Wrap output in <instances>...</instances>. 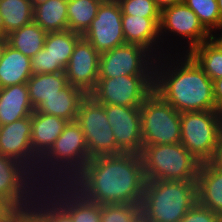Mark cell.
Returning <instances> with one entry per match:
<instances>
[{"label": "cell", "instance_id": "39", "mask_svg": "<svg viewBox=\"0 0 222 222\" xmlns=\"http://www.w3.org/2000/svg\"><path fill=\"white\" fill-rule=\"evenodd\" d=\"M213 90L216 107L222 112V78L213 81Z\"/></svg>", "mask_w": 222, "mask_h": 222}, {"label": "cell", "instance_id": "47", "mask_svg": "<svg viewBox=\"0 0 222 222\" xmlns=\"http://www.w3.org/2000/svg\"><path fill=\"white\" fill-rule=\"evenodd\" d=\"M217 2H218V8H219V13H220L221 23H222V0H217Z\"/></svg>", "mask_w": 222, "mask_h": 222}, {"label": "cell", "instance_id": "28", "mask_svg": "<svg viewBox=\"0 0 222 222\" xmlns=\"http://www.w3.org/2000/svg\"><path fill=\"white\" fill-rule=\"evenodd\" d=\"M47 32L34 21L7 35L8 44L30 59L35 56L45 44Z\"/></svg>", "mask_w": 222, "mask_h": 222}, {"label": "cell", "instance_id": "16", "mask_svg": "<svg viewBox=\"0 0 222 222\" xmlns=\"http://www.w3.org/2000/svg\"><path fill=\"white\" fill-rule=\"evenodd\" d=\"M44 189L70 214L73 222H101V205L85 199L70 184H50Z\"/></svg>", "mask_w": 222, "mask_h": 222}, {"label": "cell", "instance_id": "13", "mask_svg": "<svg viewBox=\"0 0 222 222\" xmlns=\"http://www.w3.org/2000/svg\"><path fill=\"white\" fill-rule=\"evenodd\" d=\"M116 146L122 153L141 154L143 149L140 108L103 105Z\"/></svg>", "mask_w": 222, "mask_h": 222}, {"label": "cell", "instance_id": "26", "mask_svg": "<svg viewBox=\"0 0 222 222\" xmlns=\"http://www.w3.org/2000/svg\"><path fill=\"white\" fill-rule=\"evenodd\" d=\"M67 3L65 0H48L36 5L33 21L46 32L68 30Z\"/></svg>", "mask_w": 222, "mask_h": 222}, {"label": "cell", "instance_id": "18", "mask_svg": "<svg viewBox=\"0 0 222 222\" xmlns=\"http://www.w3.org/2000/svg\"><path fill=\"white\" fill-rule=\"evenodd\" d=\"M69 121L58 116L34 111L31 115V147L41 159L54 145Z\"/></svg>", "mask_w": 222, "mask_h": 222}, {"label": "cell", "instance_id": "38", "mask_svg": "<svg viewBox=\"0 0 222 222\" xmlns=\"http://www.w3.org/2000/svg\"><path fill=\"white\" fill-rule=\"evenodd\" d=\"M208 163L216 169L222 170V131L215 146L214 152Z\"/></svg>", "mask_w": 222, "mask_h": 222}, {"label": "cell", "instance_id": "29", "mask_svg": "<svg viewBox=\"0 0 222 222\" xmlns=\"http://www.w3.org/2000/svg\"><path fill=\"white\" fill-rule=\"evenodd\" d=\"M0 14L6 35L33 21L30 0H0Z\"/></svg>", "mask_w": 222, "mask_h": 222}, {"label": "cell", "instance_id": "24", "mask_svg": "<svg viewBox=\"0 0 222 222\" xmlns=\"http://www.w3.org/2000/svg\"><path fill=\"white\" fill-rule=\"evenodd\" d=\"M82 35L70 30L47 32L44 49L51 58V73L64 72Z\"/></svg>", "mask_w": 222, "mask_h": 222}, {"label": "cell", "instance_id": "40", "mask_svg": "<svg viewBox=\"0 0 222 222\" xmlns=\"http://www.w3.org/2000/svg\"><path fill=\"white\" fill-rule=\"evenodd\" d=\"M209 40L222 52V26L210 33Z\"/></svg>", "mask_w": 222, "mask_h": 222}, {"label": "cell", "instance_id": "8", "mask_svg": "<svg viewBox=\"0 0 222 222\" xmlns=\"http://www.w3.org/2000/svg\"><path fill=\"white\" fill-rule=\"evenodd\" d=\"M222 131V112L181 113V144L199 163L208 162Z\"/></svg>", "mask_w": 222, "mask_h": 222}, {"label": "cell", "instance_id": "19", "mask_svg": "<svg viewBox=\"0 0 222 222\" xmlns=\"http://www.w3.org/2000/svg\"><path fill=\"white\" fill-rule=\"evenodd\" d=\"M34 111L27 84L0 88V126L31 117Z\"/></svg>", "mask_w": 222, "mask_h": 222}, {"label": "cell", "instance_id": "34", "mask_svg": "<svg viewBox=\"0 0 222 222\" xmlns=\"http://www.w3.org/2000/svg\"><path fill=\"white\" fill-rule=\"evenodd\" d=\"M140 213V204L101 205V222H132Z\"/></svg>", "mask_w": 222, "mask_h": 222}, {"label": "cell", "instance_id": "35", "mask_svg": "<svg viewBox=\"0 0 222 222\" xmlns=\"http://www.w3.org/2000/svg\"><path fill=\"white\" fill-rule=\"evenodd\" d=\"M122 15L141 16L145 18H160L161 9L155 0H117Z\"/></svg>", "mask_w": 222, "mask_h": 222}, {"label": "cell", "instance_id": "11", "mask_svg": "<svg viewBox=\"0 0 222 222\" xmlns=\"http://www.w3.org/2000/svg\"><path fill=\"white\" fill-rule=\"evenodd\" d=\"M156 57L136 44H124L100 54L98 78L154 76Z\"/></svg>", "mask_w": 222, "mask_h": 222}, {"label": "cell", "instance_id": "43", "mask_svg": "<svg viewBox=\"0 0 222 222\" xmlns=\"http://www.w3.org/2000/svg\"><path fill=\"white\" fill-rule=\"evenodd\" d=\"M25 222H44L35 212H33Z\"/></svg>", "mask_w": 222, "mask_h": 222}, {"label": "cell", "instance_id": "4", "mask_svg": "<svg viewBox=\"0 0 222 222\" xmlns=\"http://www.w3.org/2000/svg\"><path fill=\"white\" fill-rule=\"evenodd\" d=\"M196 203V181H146L140 212L149 222H180Z\"/></svg>", "mask_w": 222, "mask_h": 222}, {"label": "cell", "instance_id": "46", "mask_svg": "<svg viewBox=\"0 0 222 222\" xmlns=\"http://www.w3.org/2000/svg\"><path fill=\"white\" fill-rule=\"evenodd\" d=\"M30 1H31V4H32V7L34 8L36 5L41 4L43 2H46L48 0H30Z\"/></svg>", "mask_w": 222, "mask_h": 222}, {"label": "cell", "instance_id": "31", "mask_svg": "<svg viewBox=\"0 0 222 222\" xmlns=\"http://www.w3.org/2000/svg\"><path fill=\"white\" fill-rule=\"evenodd\" d=\"M188 54L212 81L222 78V52L210 40L195 46Z\"/></svg>", "mask_w": 222, "mask_h": 222}, {"label": "cell", "instance_id": "12", "mask_svg": "<svg viewBox=\"0 0 222 222\" xmlns=\"http://www.w3.org/2000/svg\"><path fill=\"white\" fill-rule=\"evenodd\" d=\"M82 37L99 54L126 44L119 2L117 0H104L91 26Z\"/></svg>", "mask_w": 222, "mask_h": 222}, {"label": "cell", "instance_id": "7", "mask_svg": "<svg viewBox=\"0 0 222 222\" xmlns=\"http://www.w3.org/2000/svg\"><path fill=\"white\" fill-rule=\"evenodd\" d=\"M143 145L181 143V113L153 91L140 106Z\"/></svg>", "mask_w": 222, "mask_h": 222}, {"label": "cell", "instance_id": "42", "mask_svg": "<svg viewBox=\"0 0 222 222\" xmlns=\"http://www.w3.org/2000/svg\"><path fill=\"white\" fill-rule=\"evenodd\" d=\"M8 45V38L7 37H0V60L3 56L4 50Z\"/></svg>", "mask_w": 222, "mask_h": 222}, {"label": "cell", "instance_id": "33", "mask_svg": "<svg viewBox=\"0 0 222 222\" xmlns=\"http://www.w3.org/2000/svg\"><path fill=\"white\" fill-rule=\"evenodd\" d=\"M183 3L197 15L209 33L222 26L217 0H183Z\"/></svg>", "mask_w": 222, "mask_h": 222}, {"label": "cell", "instance_id": "1", "mask_svg": "<svg viewBox=\"0 0 222 222\" xmlns=\"http://www.w3.org/2000/svg\"><path fill=\"white\" fill-rule=\"evenodd\" d=\"M146 178L139 154L91 158L69 183L85 199L99 205L141 204Z\"/></svg>", "mask_w": 222, "mask_h": 222}, {"label": "cell", "instance_id": "21", "mask_svg": "<svg viewBox=\"0 0 222 222\" xmlns=\"http://www.w3.org/2000/svg\"><path fill=\"white\" fill-rule=\"evenodd\" d=\"M197 203L222 216V170L208 162L199 167L196 178Z\"/></svg>", "mask_w": 222, "mask_h": 222}, {"label": "cell", "instance_id": "44", "mask_svg": "<svg viewBox=\"0 0 222 222\" xmlns=\"http://www.w3.org/2000/svg\"><path fill=\"white\" fill-rule=\"evenodd\" d=\"M132 222H149V220L140 212Z\"/></svg>", "mask_w": 222, "mask_h": 222}, {"label": "cell", "instance_id": "3", "mask_svg": "<svg viewBox=\"0 0 222 222\" xmlns=\"http://www.w3.org/2000/svg\"><path fill=\"white\" fill-rule=\"evenodd\" d=\"M91 158L85 135L76 122H68L50 150L40 159L35 178L43 186L69 184Z\"/></svg>", "mask_w": 222, "mask_h": 222}, {"label": "cell", "instance_id": "6", "mask_svg": "<svg viewBox=\"0 0 222 222\" xmlns=\"http://www.w3.org/2000/svg\"><path fill=\"white\" fill-rule=\"evenodd\" d=\"M159 34L161 39L162 55H165L167 53L169 54L170 52L172 54V52L174 53V51L175 53L179 52V54L180 53L187 54L195 46H198L210 39V33L200 23L197 15L187 5H185L183 1L175 5L167 6L161 9ZM167 36L168 37L170 36L171 39L167 38ZM175 38L176 41L178 39L184 40L183 44L186 43L185 46H183L182 44L180 48L177 46L176 49H174L175 47H173L172 44H174L173 40H175ZM170 40H172V42ZM166 41L167 45L165 43ZM172 48L174 51L171 50Z\"/></svg>", "mask_w": 222, "mask_h": 222}, {"label": "cell", "instance_id": "17", "mask_svg": "<svg viewBox=\"0 0 222 222\" xmlns=\"http://www.w3.org/2000/svg\"><path fill=\"white\" fill-rule=\"evenodd\" d=\"M160 18L122 15L123 34L127 44L149 50L156 58L162 56L159 34Z\"/></svg>", "mask_w": 222, "mask_h": 222}, {"label": "cell", "instance_id": "30", "mask_svg": "<svg viewBox=\"0 0 222 222\" xmlns=\"http://www.w3.org/2000/svg\"><path fill=\"white\" fill-rule=\"evenodd\" d=\"M104 0H68V30L83 35L91 26Z\"/></svg>", "mask_w": 222, "mask_h": 222}, {"label": "cell", "instance_id": "14", "mask_svg": "<svg viewBox=\"0 0 222 222\" xmlns=\"http://www.w3.org/2000/svg\"><path fill=\"white\" fill-rule=\"evenodd\" d=\"M31 117L0 126V154L24 164L34 175L40 159L31 147Z\"/></svg>", "mask_w": 222, "mask_h": 222}, {"label": "cell", "instance_id": "45", "mask_svg": "<svg viewBox=\"0 0 222 222\" xmlns=\"http://www.w3.org/2000/svg\"><path fill=\"white\" fill-rule=\"evenodd\" d=\"M0 37H7L4 31V26H3V17L0 14Z\"/></svg>", "mask_w": 222, "mask_h": 222}, {"label": "cell", "instance_id": "5", "mask_svg": "<svg viewBox=\"0 0 222 222\" xmlns=\"http://www.w3.org/2000/svg\"><path fill=\"white\" fill-rule=\"evenodd\" d=\"M146 181H196L199 163L181 144L143 145L140 154Z\"/></svg>", "mask_w": 222, "mask_h": 222}, {"label": "cell", "instance_id": "32", "mask_svg": "<svg viewBox=\"0 0 222 222\" xmlns=\"http://www.w3.org/2000/svg\"><path fill=\"white\" fill-rule=\"evenodd\" d=\"M34 212L44 222H73L70 214L45 189L35 201Z\"/></svg>", "mask_w": 222, "mask_h": 222}, {"label": "cell", "instance_id": "23", "mask_svg": "<svg viewBox=\"0 0 222 222\" xmlns=\"http://www.w3.org/2000/svg\"><path fill=\"white\" fill-rule=\"evenodd\" d=\"M44 186L36 182L24 194L0 197V222H25L34 212V205Z\"/></svg>", "mask_w": 222, "mask_h": 222}, {"label": "cell", "instance_id": "41", "mask_svg": "<svg viewBox=\"0 0 222 222\" xmlns=\"http://www.w3.org/2000/svg\"><path fill=\"white\" fill-rule=\"evenodd\" d=\"M182 1L183 0H155L157 6L160 9H163L164 7H167V6L175 5V4L180 3Z\"/></svg>", "mask_w": 222, "mask_h": 222}, {"label": "cell", "instance_id": "9", "mask_svg": "<svg viewBox=\"0 0 222 222\" xmlns=\"http://www.w3.org/2000/svg\"><path fill=\"white\" fill-rule=\"evenodd\" d=\"M76 122L85 135L90 158L122 153L116 146L114 132L109 125L105 107L97 103L90 95L81 102Z\"/></svg>", "mask_w": 222, "mask_h": 222}, {"label": "cell", "instance_id": "37", "mask_svg": "<svg viewBox=\"0 0 222 222\" xmlns=\"http://www.w3.org/2000/svg\"><path fill=\"white\" fill-rule=\"evenodd\" d=\"M31 72L32 75L51 73V58L44 47L31 58Z\"/></svg>", "mask_w": 222, "mask_h": 222}, {"label": "cell", "instance_id": "22", "mask_svg": "<svg viewBox=\"0 0 222 222\" xmlns=\"http://www.w3.org/2000/svg\"><path fill=\"white\" fill-rule=\"evenodd\" d=\"M86 96L87 94L83 90L68 84L58 94L44 100L35 111L58 116L73 122L76 121L79 106Z\"/></svg>", "mask_w": 222, "mask_h": 222}, {"label": "cell", "instance_id": "15", "mask_svg": "<svg viewBox=\"0 0 222 222\" xmlns=\"http://www.w3.org/2000/svg\"><path fill=\"white\" fill-rule=\"evenodd\" d=\"M100 54L83 37L76 43L65 68L68 84L89 95L98 82Z\"/></svg>", "mask_w": 222, "mask_h": 222}, {"label": "cell", "instance_id": "20", "mask_svg": "<svg viewBox=\"0 0 222 222\" xmlns=\"http://www.w3.org/2000/svg\"><path fill=\"white\" fill-rule=\"evenodd\" d=\"M36 182L24 164L0 154V197L24 194Z\"/></svg>", "mask_w": 222, "mask_h": 222}, {"label": "cell", "instance_id": "25", "mask_svg": "<svg viewBox=\"0 0 222 222\" xmlns=\"http://www.w3.org/2000/svg\"><path fill=\"white\" fill-rule=\"evenodd\" d=\"M31 76V59L8 44L0 60V88L26 84Z\"/></svg>", "mask_w": 222, "mask_h": 222}, {"label": "cell", "instance_id": "10", "mask_svg": "<svg viewBox=\"0 0 222 222\" xmlns=\"http://www.w3.org/2000/svg\"><path fill=\"white\" fill-rule=\"evenodd\" d=\"M154 91V76H119L98 78L95 89L89 94L101 105H120L140 108Z\"/></svg>", "mask_w": 222, "mask_h": 222}, {"label": "cell", "instance_id": "27", "mask_svg": "<svg viewBox=\"0 0 222 222\" xmlns=\"http://www.w3.org/2000/svg\"><path fill=\"white\" fill-rule=\"evenodd\" d=\"M28 93L34 110L47 98L58 94L67 85L65 72L34 74L27 81Z\"/></svg>", "mask_w": 222, "mask_h": 222}, {"label": "cell", "instance_id": "2", "mask_svg": "<svg viewBox=\"0 0 222 222\" xmlns=\"http://www.w3.org/2000/svg\"><path fill=\"white\" fill-rule=\"evenodd\" d=\"M154 91L180 113L219 111L213 81L188 53H167L156 59Z\"/></svg>", "mask_w": 222, "mask_h": 222}, {"label": "cell", "instance_id": "36", "mask_svg": "<svg viewBox=\"0 0 222 222\" xmlns=\"http://www.w3.org/2000/svg\"><path fill=\"white\" fill-rule=\"evenodd\" d=\"M180 222H222V216L196 203Z\"/></svg>", "mask_w": 222, "mask_h": 222}]
</instances>
